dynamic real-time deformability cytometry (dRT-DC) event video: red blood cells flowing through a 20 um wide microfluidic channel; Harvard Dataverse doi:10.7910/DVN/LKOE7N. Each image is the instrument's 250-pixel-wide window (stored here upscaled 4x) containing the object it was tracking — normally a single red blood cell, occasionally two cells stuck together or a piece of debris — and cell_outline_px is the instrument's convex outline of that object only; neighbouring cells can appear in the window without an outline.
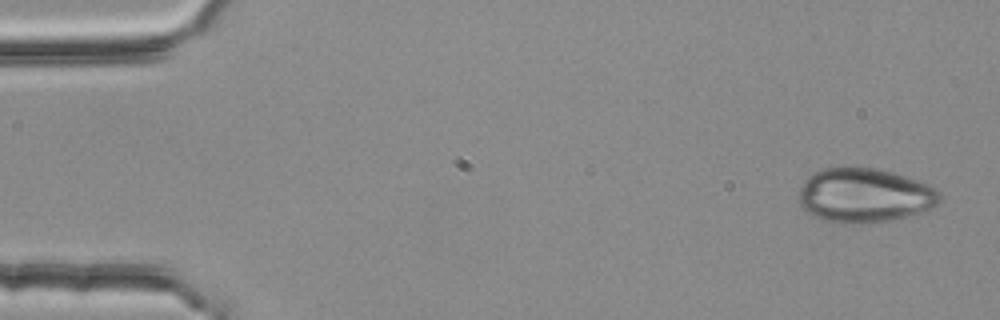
{"species": "common noctule bat (a hibernating species)", "species_latin": "Nyctalus noctula", "temperature_condition": "room temperature", "stored_images_in_passage": 4, "camera_frame_rate_fps": 3000, "um_per_image_px": 0.085, "animal": {"sex": "female", "body_mass_g": 25.1}, "frame": {"image": 1, "passage_image": 1, "time_ms": 0.0, "image_size_px": [1000, 320], "cell_outline_px": [[940, 200], [936, 204], [920, 212], [908, 216], [892, 220], [872, 224], [848, 224], [824, 220], [812, 216], [800, 208], [800, 188], [804, 180], [808, 176], [824, 168], [848, 164], [876, 168], [892, 172], [928, 184], [936, 188], [940, 192]], "centroid_in_image_um": [73.44, 16.59], "position_along_channel_um": 11.6, "area_um2": 45.43}}